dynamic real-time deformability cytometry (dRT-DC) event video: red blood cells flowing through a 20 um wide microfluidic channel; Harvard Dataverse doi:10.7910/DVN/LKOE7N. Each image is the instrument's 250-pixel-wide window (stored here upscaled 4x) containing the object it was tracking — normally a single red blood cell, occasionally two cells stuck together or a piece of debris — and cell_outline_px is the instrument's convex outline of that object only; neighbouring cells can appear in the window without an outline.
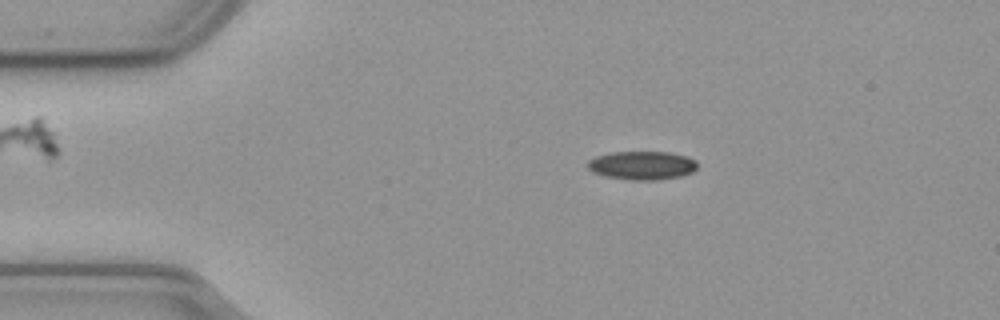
{"species": "common noctule bat (a hibernating species)", "species_latin": "Nyctalus noctula", "temperature_condition": "cold", "stored_images_in_passage": 49, "camera_frame_rate_fps": 3000, "um_per_image_px": 0.085, "animal": {"sex": "male", "body_mass_g": 23.1, "forearm_length_mm": 52.7}, "frame": {"image": 1, "passage_image": 4, "time_ms": 1.0, "image_size_px": [1000, 320], "cell_outline_px": [[696, 168], [692, 172], [680, 176], [656, 180], [632, 180], [604, 176], [592, 172], [588, 168], [588, 160], [596, 156], [608, 152], [668, 152], [688, 156], [696, 160]], "centroid_in_image_um": [54.56, 14.05], "position_along_channel_um": 30.4, "area_um2": 18.32}}
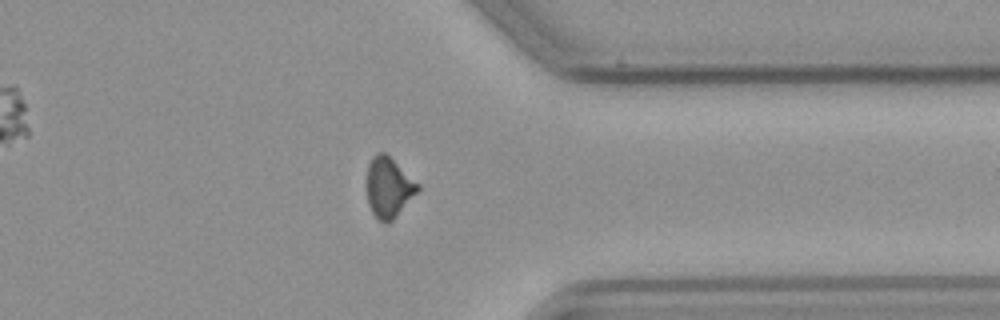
{"frame": {"image": 2, "passage_image": 37, "time_ms": 12.0, "image_size_px": [1000, 320], "cell_outline_px": [[420, 188], [392, 220], [384, 224], [376, 220], [368, 204], [368, 164], [372, 156], [376, 152], [384, 152], [420, 184]], "centroid_in_image_um": [33.02, 15.93], "position_along_channel_um": 378.4, "area_um2": 17.63}}
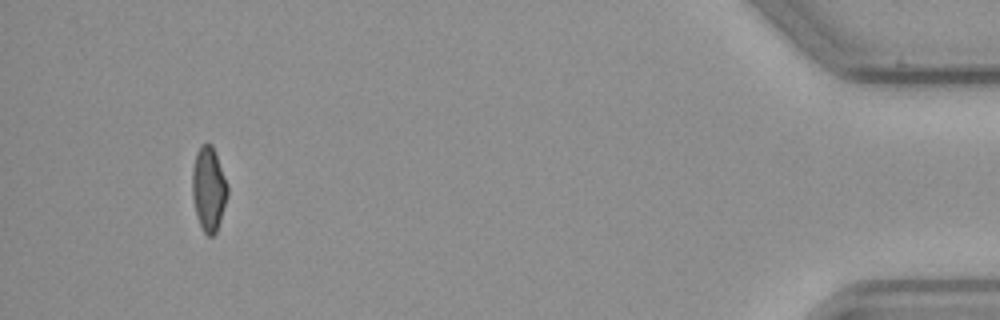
{"frame": {"image": 3, "passage_image": 46, "time_ms": 15.0, "image_size_px": [1000, 320], "cell_outline_px": [[228, 196], [216, 232], [212, 236], [208, 236], [204, 232], [196, 216], [192, 196], [192, 172], [196, 152], [200, 144], [212, 144], [228, 184]], "centroid_in_image_um": [17.73, 16.05], "position_along_channel_um": 417.5, "area_um2": 17.4}, "authors_computed_cell_mechanics": {"area_um2": 18.207, "velocity_mm_per_s": 3.6664, "shape_relaxation_time_tau1_ms": null, "shape_relaxation_time_tau2_ms": 10.0422, "deformation_change_tau1": null, "deformation_change_tau2": 0.1494}}